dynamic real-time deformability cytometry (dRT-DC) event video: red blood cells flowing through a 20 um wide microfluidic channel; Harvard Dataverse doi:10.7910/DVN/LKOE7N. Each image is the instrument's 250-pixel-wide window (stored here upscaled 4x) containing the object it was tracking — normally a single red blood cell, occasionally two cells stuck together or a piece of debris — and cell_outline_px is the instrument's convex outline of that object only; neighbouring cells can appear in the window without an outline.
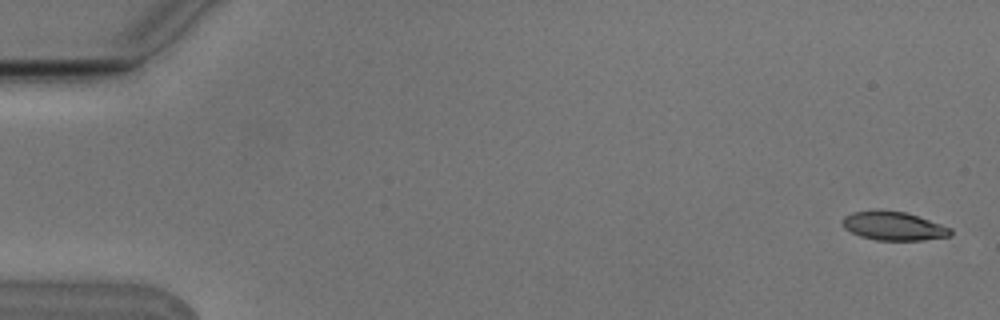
{"species": "Egyptian fruit bat (a non-hibernating species)", "species_latin": "Rousettus aegyptiacus", "temperature_condition": "cold", "stored_images_in_passage": 6, "camera_frame_rate_fps": 3000, "um_per_image_px": 0.085, "animal": {"sex": "male"}, "frame": {"image": 1, "passage_image": 1, "time_ms": 0.0, "image_size_px": [1000, 320], "cell_outline_px": [[952, 236], [924, 240], [876, 240], [860, 236], [844, 228], [840, 224], [840, 220], [844, 216], [852, 212], [904, 212], [952, 228]], "centroid_in_image_um": [75.95, 19.25], "position_along_channel_um": 9.1, "area_um2": 17.63}}